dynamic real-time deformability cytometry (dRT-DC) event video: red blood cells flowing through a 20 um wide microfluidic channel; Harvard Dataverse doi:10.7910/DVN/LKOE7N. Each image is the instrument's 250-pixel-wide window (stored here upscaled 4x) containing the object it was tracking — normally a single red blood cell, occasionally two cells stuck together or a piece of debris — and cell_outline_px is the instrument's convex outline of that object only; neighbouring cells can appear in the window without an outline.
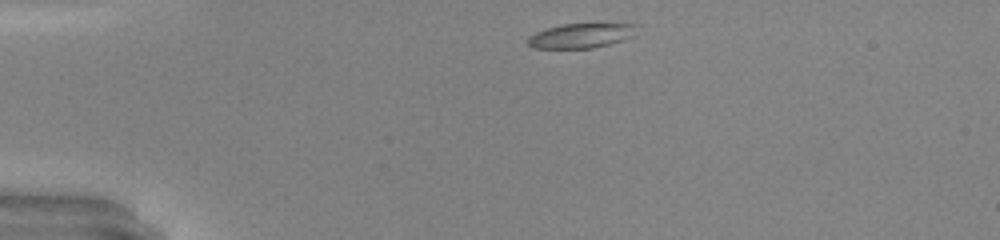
{"species": "common noctule bat (a hibernating species)", "species_latin": "Nyctalus noctula", "temperature_condition": "warm", "stored_images_in_passage": 32, "camera_frame_rate_fps": 3000, "um_per_image_px": 0.085, "animal": {"sex": "male", "body_mass_g": 20.0, "forearm_length_mm": 53.3}, "frame": {"image": 1, "passage_image": 1, "time_ms": 0.0, "image_size_px": [1000, 240], "cell_outline_px": [[640, 24], [636, 36], [624, 40], [592, 48], [532, 48], [528, 44], [528, 36], [536, 32], [548, 28], [564, 24]], "centroid_in_image_um": [49.46, 3.03], "position_along_channel_um": 35.5, "area_um2": 15.72}}
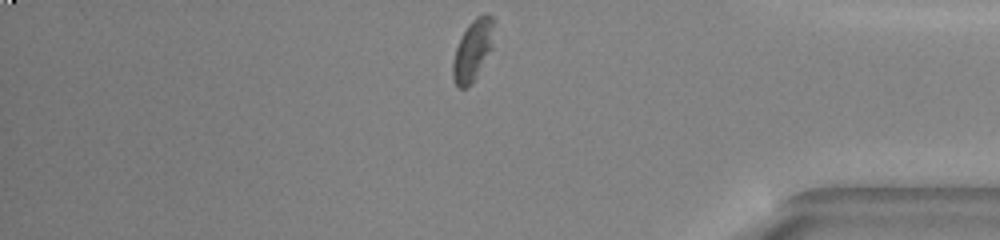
{"frame": {"image": 2, "passage_image": 32, "time_ms": 10.333, "image_size_px": [1000, 240], "cell_outline_px": [[496, 20], [492, 48], [472, 84], [464, 88], [460, 88], [452, 80], [452, 64], [456, 48], [468, 24], [476, 16], [484, 12], [492, 16]], "centroid_in_image_um": [40.22, 4.22], "position_along_channel_um": 395.0, "area_um2": 14.85}, "authors_computed_cell_mechanics": {"area_um2": 16.2129, "velocity_mm_per_s": 4.2034, "shape_relaxation_time_tau1_ms": 2.2933, "shape_relaxation_time_tau2_ms": 3.1958, "deformation_change_tau1": 0.1538, "deformation_change_tau2": 0.0867}}